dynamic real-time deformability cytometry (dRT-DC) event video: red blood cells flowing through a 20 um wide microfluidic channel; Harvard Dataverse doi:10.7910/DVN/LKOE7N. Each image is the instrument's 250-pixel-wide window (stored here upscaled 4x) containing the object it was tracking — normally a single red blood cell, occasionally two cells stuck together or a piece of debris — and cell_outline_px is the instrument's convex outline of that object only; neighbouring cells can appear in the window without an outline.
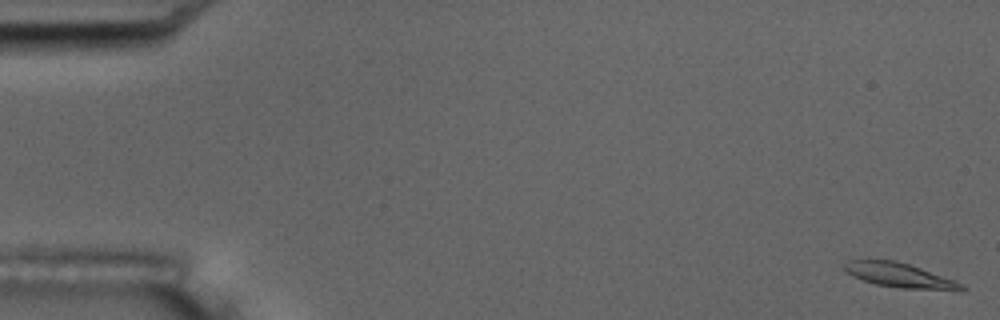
{"species": "common noctule bat (a hibernating species)", "species_latin": "Nyctalus noctula", "temperature_condition": "room temperature", "stored_images_in_passage": 5, "segment_of_instrument_passage": [2, 2], "camera_frame_rate_fps": 3000, "um_per_image_px": 0.085, "animal": {"sex": "male", "body_mass_g": 17.5, "forearm_length_mm": 52.3}, "frame": {"image": 1, "passage_image": 5, "time_ms": 4.667, "image_size_px": [1000, 320], "cell_outline_px": [[968, 288], [960, 292], [900, 288], [876, 284], [852, 276], [844, 268], [844, 264], [848, 260], [896, 260], [920, 268], [964, 284]], "centroid_in_image_um": [76.56, 23.43], "position_along_channel_um": 8.4, "area_um2": 16.82}}